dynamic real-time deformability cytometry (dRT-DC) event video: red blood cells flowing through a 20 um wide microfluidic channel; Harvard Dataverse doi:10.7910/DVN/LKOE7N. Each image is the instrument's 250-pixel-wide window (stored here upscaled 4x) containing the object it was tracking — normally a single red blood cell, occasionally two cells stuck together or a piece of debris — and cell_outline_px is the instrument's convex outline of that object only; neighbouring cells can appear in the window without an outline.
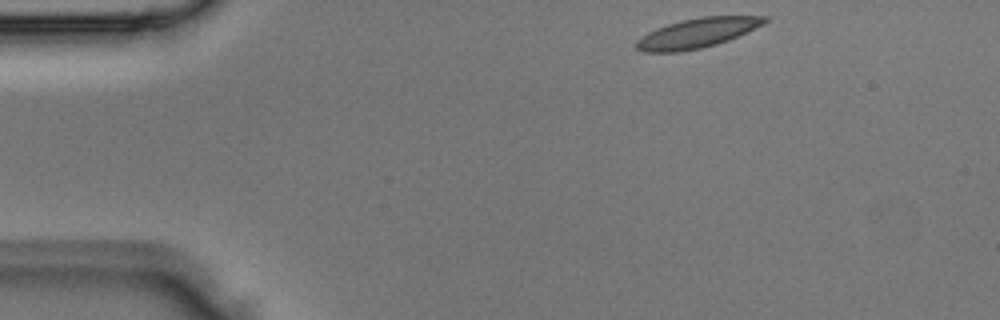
{"species": "Egyptian fruit bat (a non-hibernating species)", "species_latin": "Rousettus aegyptiacus", "temperature_condition": "room temperature", "stored_images_in_passage": 2, "camera_frame_rate_fps": 3000, "um_per_image_px": 0.085, "animal": {"sex": "male"}, "frame": {"image": 1, "passage_image": 2, "time_ms": 0.333, "image_size_px": [1000, 320], "cell_outline_px": [[768, 20], [728, 40], [716, 44], [700, 48], [680, 52], [644, 52], [636, 48], [636, 40], [648, 32], [656, 28], [680, 20], [700, 16], [768, 16]], "centroid_in_image_um": [59.18, 2.81], "position_along_channel_um": 25.8, "area_um2": 21.79}}